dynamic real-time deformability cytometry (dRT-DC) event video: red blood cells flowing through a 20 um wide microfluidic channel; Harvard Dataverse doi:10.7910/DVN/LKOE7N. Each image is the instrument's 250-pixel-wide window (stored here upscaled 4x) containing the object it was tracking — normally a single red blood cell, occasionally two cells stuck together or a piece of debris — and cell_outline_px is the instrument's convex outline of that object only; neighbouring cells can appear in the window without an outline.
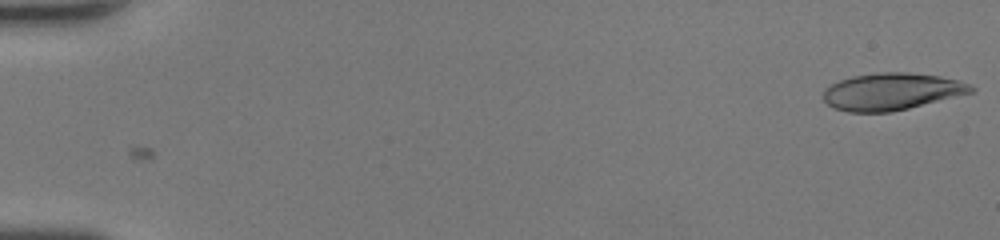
{"species": "human", "species_latin": "Homo sapiens", "temperature_condition": "room temperature", "stored_images_in_passage": 48, "camera_frame_rate_fps": 3000, "um_per_image_px": 0.085, "donor": {"sex": "female"}, "frame": {"image": 1, "passage_image": 1, "time_ms": 0.0, "image_size_px": [1000, 240], "cell_outline_px": [[976, 88], [972, 92], [908, 108], [888, 112], [848, 112], [832, 108], [824, 100], [824, 88], [840, 80], [852, 76], [876, 72], [908, 72], [940, 76], [956, 80], [968, 84]], "centroid_in_image_um": [75.74, 7.77], "position_along_channel_um": 9.3, "area_um2": 31.67}}
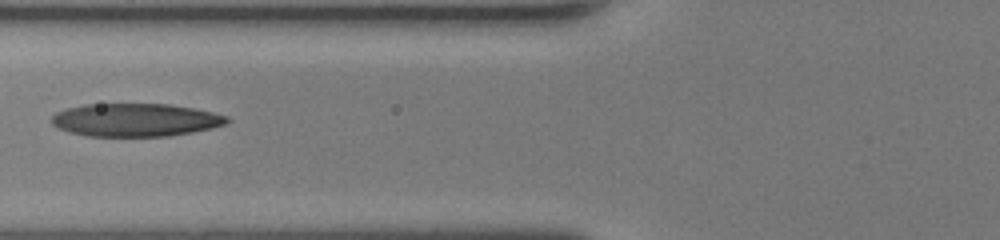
{"frame": {"image": 2, "passage_image": 21, "time_ms": 6.667, "image_size_px": [1000, 240], "cell_outline_px": [[232, 120], [228, 124], [212, 128], [192, 132], [168, 136], [88, 136], [68, 132], [52, 124], [52, 116], [56, 112], [68, 108], [84, 104], [172, 104], [212, 112], [228, 116]], "centroid_in_image_um": [11.55, 10.19], "position_along_channel_um": 114.2, "area_um2": 33.87}, "authors_computed_cell_mechanics": {"area_um2": 33.9575, "velocity_mm_per_s": 4.45, "shape_relaxation_time_tau1_ms": null, "shape_relaxation_time_tau2_ms": 2.7327, "deformation_change_tau1": null, "deformation_change_tau2": 0.1235}}